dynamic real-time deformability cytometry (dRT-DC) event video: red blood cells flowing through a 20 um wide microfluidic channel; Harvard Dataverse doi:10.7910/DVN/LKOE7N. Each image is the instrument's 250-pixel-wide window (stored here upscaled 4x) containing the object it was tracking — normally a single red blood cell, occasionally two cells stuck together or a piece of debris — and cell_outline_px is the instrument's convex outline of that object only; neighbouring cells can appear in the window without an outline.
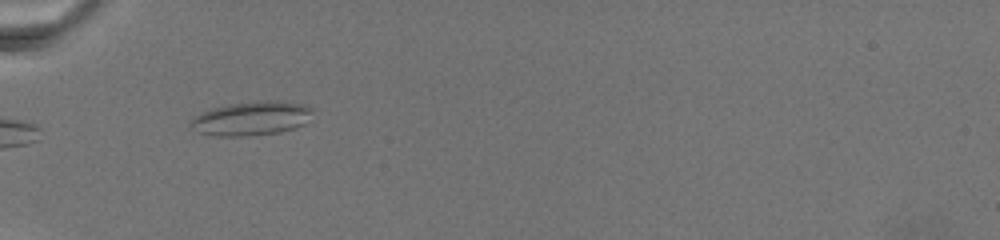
{"species": "common noctule bat (a hibernating species)", "species_latin": "Nyctalus noctula", "temperature_condition": "warm", "stored_images_in_passage": 4, "camera_frame_rate_fps": 3000, "um_per_image_px": 0.085, "animal": {"sex": "female", "body_mass_g": 19.5, "forearm_length_mm": 54.1}, "frame": {"image": 1, "passage_image": 1, "time_ms": 0.0, "image_size_px": [1000, 240], "cell_outline_px": [[312, 112], [304, 124], [280, 132], [244, 136], [216, 136], [200, 132], [192, 128], [188, 124], [196, 116], [212, 108], [232, 104], [264, 100], [276, 100], [300, 104], [312, 108]], "centroid_in_image_um": [21.37, 10.07], "position_along_channel_um": 63.6, "area_um2": 23.7}}